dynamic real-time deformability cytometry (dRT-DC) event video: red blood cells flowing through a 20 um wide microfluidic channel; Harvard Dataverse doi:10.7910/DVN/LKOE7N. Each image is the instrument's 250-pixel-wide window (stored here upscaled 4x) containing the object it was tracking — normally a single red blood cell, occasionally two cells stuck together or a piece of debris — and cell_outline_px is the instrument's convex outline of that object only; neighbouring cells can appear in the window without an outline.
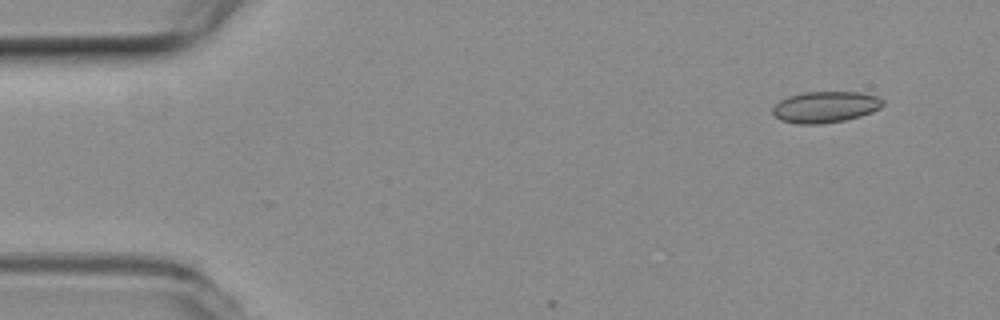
{"species": "common noctule bat (a hibernating species)", "species_latin": "Nyctalus noctula", "temperature_condition": "room temperature", "stored_images_in_passage": 3, "camera_frame_rate_fps": 3000, "um_per_image_px": 0.085, "animal": {"sex": "female", "body_mass_g": 19.3, "forearm_length_mm": 54.1}, "frame": {"image": 1, "passage_image": 1, "time_ms": 0.0, "image_size_px": [1000, 320], "cell_outline_px": [[884, 104], [880, 108], [872, 112], [860, 116], [844, 120], [820, 124], [796, 124], [780, 120], [772, 112], [772, 108], [780, 100], [788, 96], [804, 92], [860, 92], [880, 96], [884, 100]], "centroid_in_image_um": [70.17, 9.09], "position_along_channel_um": 14.8, "area_um2": 20.23}}